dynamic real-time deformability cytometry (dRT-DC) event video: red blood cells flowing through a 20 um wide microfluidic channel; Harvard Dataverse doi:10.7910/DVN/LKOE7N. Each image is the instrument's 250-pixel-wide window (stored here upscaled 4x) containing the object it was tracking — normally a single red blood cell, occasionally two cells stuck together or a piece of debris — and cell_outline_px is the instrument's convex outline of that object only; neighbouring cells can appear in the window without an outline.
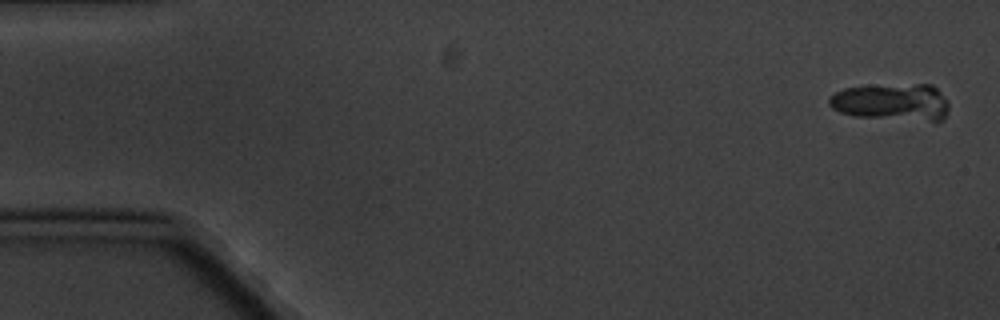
{"species": "common noctule bat (a hibernating species)", "species_latin": "Nyctalus noctula", "temperature_condition": "cold", "stored_images_in_passage": 6, "camera_frame_rate_fps": 3000, "um_per_image_px": 0.085, "animal": {"sex": "male", "body_mass_g": 20.1, "forearm_length_mm": 53.5}, "frame": {"image": 1, "passage_image": 1, "time_ms": 0.0, "image_size_px": [1000, 320], "cell_outline_px": [[948, 112], [944, 120], [936, 124], [856, 116], [840, 112], [832, 108], [828, 104], [828, 96], [844, 88], [916, 84], [932, 84], [948, 100]], "centroid_in_image_um": [75.9, 8.74], "position_along_channel_um": 9.1, "area_um2": 26.65}}
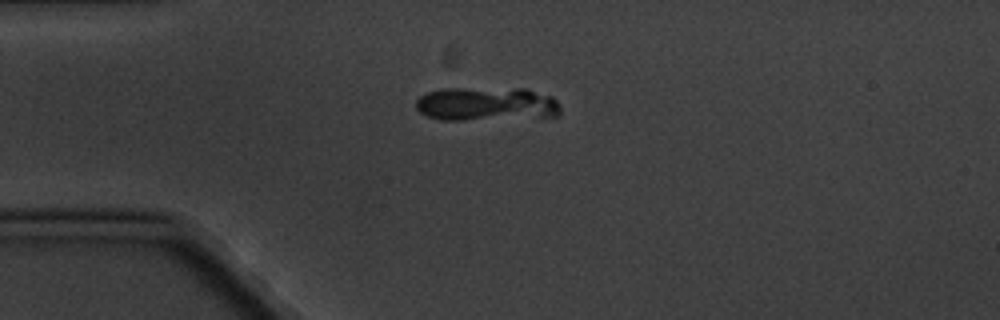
{"frame": {"image": 2, "passage_image": 4, "time_ms": 4.333, "image_size_px": [1000, 320], "cell_outline_px": [[560, 116], [464, 120], [440, 120], [428, 116], [420, 112], [416, 108], [416, 100], [420, 96], [428, 92], [440, 88], [524, 88], [552, 96], [560, 104]], "centroid_in_image_um": [41.35, 8.83], "position_along_channel_um": 43.6, "area_um2": 28.78}}